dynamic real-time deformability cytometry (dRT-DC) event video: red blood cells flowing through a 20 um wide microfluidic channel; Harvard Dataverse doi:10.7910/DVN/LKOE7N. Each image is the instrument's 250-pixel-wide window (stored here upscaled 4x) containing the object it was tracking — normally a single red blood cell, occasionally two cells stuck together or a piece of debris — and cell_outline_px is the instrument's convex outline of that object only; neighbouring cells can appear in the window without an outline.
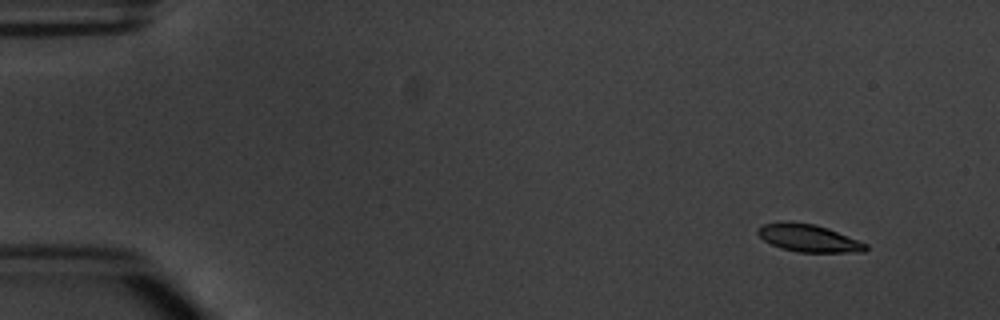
{"species": "common noctule bat (a hibernating species)", "species_latin": "Nyctalus noctula", "temperature_condition": "warm", "stored_images_in_passage": 6, "camera_frame_rate_fps": 3000, "um_per_image_px": 0.085, "animal": {"sex": "male", "body_mass_g": 20.1, "forearm_length_mm": 53.5}, "frame": {"image": 1, "passage_image": 1, "time_ms": 0.0, "image_size_px": [1000, 320], "cell_outline_px": [[868, 248], [864, 252], [796, 252], [780, 248], [764, 240], [756, 232], [756, 228], [764, 224], [780, 220], [792, 220], [816, 224], [828, 228], [868, 244]], "centroid_in_image_um": [68.69, 20.21], "position_along_channel_um": 16.3, "area_um2": 17.69}}
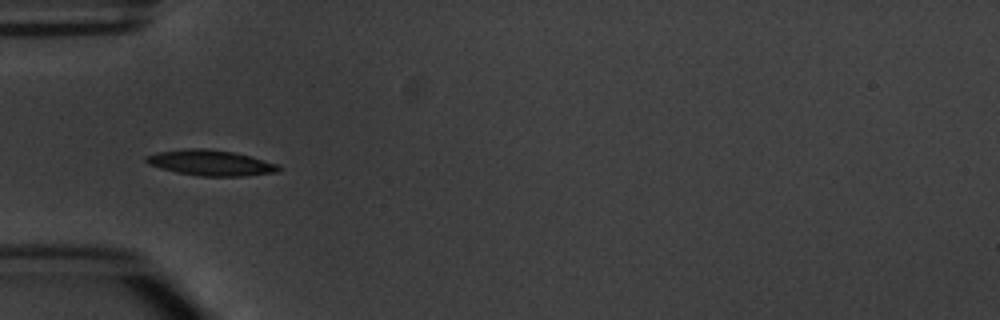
{"frame": {"image": 2, "passage_image": 4, "time_ms": 4.333, "image_size_px": [1000, 320], "cell_outline_px": [[284, 168], [280, 172], [244, 176], [200, 176], [176, 172], [160, 168], [148, 164], [144, 160], [144, 156], [156, 152], [184, 148], [204, 148], [236, 152], [276, 164]], "centroid_in_image_um": [17.89, 13.83], "position_along_channel_um": 67.1, "area_um2": 20.0}}